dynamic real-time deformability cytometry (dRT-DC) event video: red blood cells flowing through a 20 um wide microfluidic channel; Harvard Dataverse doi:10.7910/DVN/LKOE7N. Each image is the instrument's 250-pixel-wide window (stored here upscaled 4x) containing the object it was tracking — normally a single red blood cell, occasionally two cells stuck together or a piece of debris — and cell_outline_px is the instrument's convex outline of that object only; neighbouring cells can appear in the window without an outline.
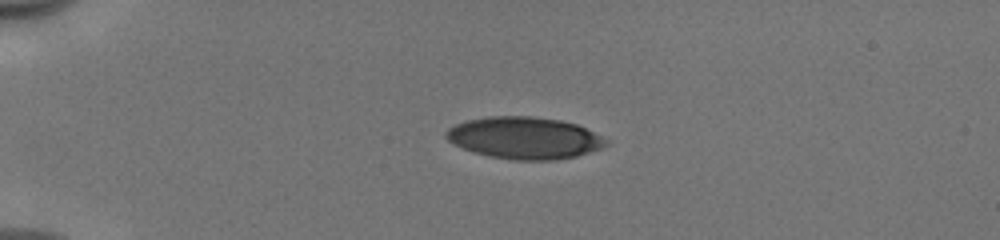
{"species": "human", "species_latin": "Homo sapiens", "temperature_condition": "cold", "stored_images_in_passage": 40, "camera_frame_rate_fps": 3000, "um_per_image_px": 0.085, "donor": {"sex": "male"}, "frame": {"image": 1, "passage_image": 1, "time_ms": 0.0, "image_size_px": [1000, 240], "cell_outline_px": [[612, 144], [604, 148], [576, 156], [556, 160], [516, 160], [488, 156], [464, 148], [448, 140], [444, 136], [444, 132], [448, 128], [456, 124], [468, 120], [488, 116], [532, 116], [560, 120], [576, 124], [608, 140]], "centroid_in_image_um": [44.61, 11.72], "position_along_channel_um": 40.4, "area_um2": 39.07}}
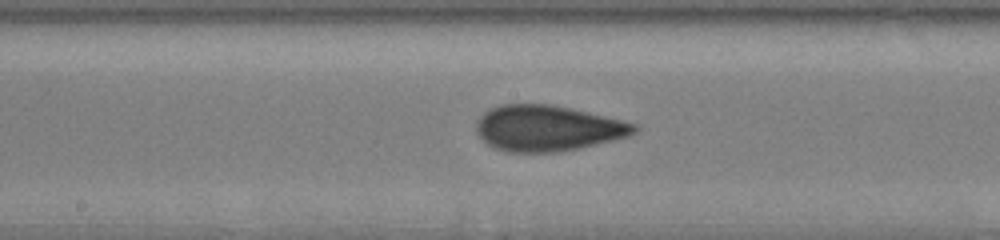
{"frame": {"image": 2, "passage_image": 17, "time_ms": 5.333, "image_size_px": [1000, 240], "cell_outline_px": [[640, 128], [636, 132], [628, 136], [612, 140], [560, 152], [508, 152], [492, 148], [476, 132], [476, 120], [488, 108], [500, 104], [548, 104], [572, 108], [636, 124]], "centroid_in_image_um": [46.5, 10.89], "position_along_channel_um": 201.7, "area_um2": 42.14}}
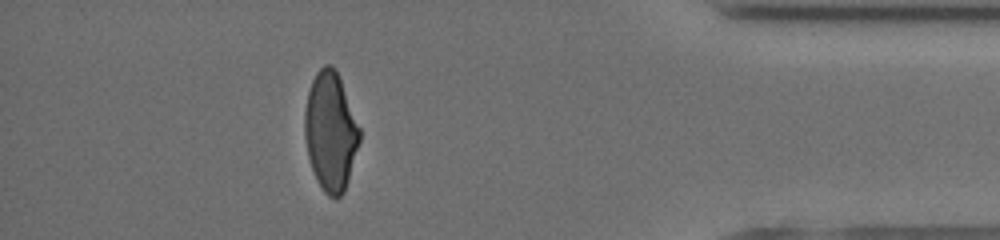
{"frame": {"image": 3, "passage_image": 35, "time_ms": 11.333, "image_size_px": [1000, 240], "cell_outline_px": [[360, 140], [348, 180], [344, 192], [336, 200], [328, 196], [324, 192], [312, 168], [308, 156], [304, 136], [304, 112], [308, 92], [312, 80], [316, 72], [324, 64], [332, 64], [336, 68], [360, 128]], "centroid_in_image_um": [28.09, 11.15], "position_along_channel_um": 407.1, "area_um2": 37.97}, "authors_computed_cell_mechanics": {"area_um2": 40.5178, "velocity_mm_per_s": 3.9874, "shape_relaxation_time_tau1_ms": 4.141, "shape_relaxation_time_tau2_ms": 1.1917, "deformation_change_tau1": 0.14, "deformation_change_tau2": 0.0925}}